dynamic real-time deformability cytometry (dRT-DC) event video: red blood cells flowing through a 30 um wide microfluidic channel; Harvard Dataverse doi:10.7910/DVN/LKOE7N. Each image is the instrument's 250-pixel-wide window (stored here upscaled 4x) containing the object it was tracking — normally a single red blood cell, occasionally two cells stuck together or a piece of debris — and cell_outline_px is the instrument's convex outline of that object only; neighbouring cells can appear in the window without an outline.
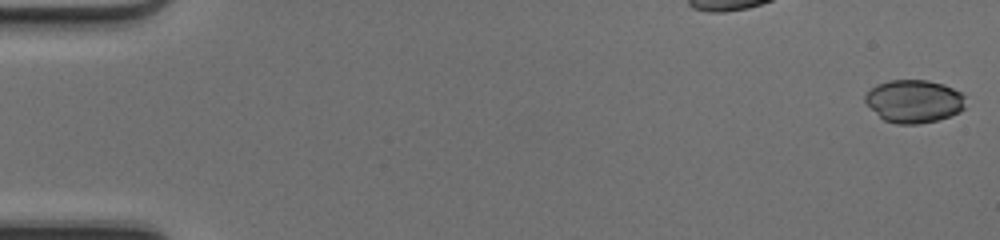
{"species": "common noctule bat (a hibernating species)", "species_latin": "Nyctalus noctula", "temperature_condition": "cold", "stored_images_in_passage": 48, "camera_frame_rate_fps": 3000, "um_per_image_px": 0.085, "animal": {"sex": "female", "body_mass_g": 17.0, "forearm_length_mm": 48.0}, "frame": {"image": 1, "passage_image": 1, "time_ms": 0.0, "image_size_px": [1000, 240], "cell_outline_px": [[964, 108], [960, 112], [936, 120], [920, 124], [896, 124], [884, 120], [864, 100], [864, 96], [876, 84], [888, 80], [928, 80], [944, 84], [960, 92], [964, 96]], "centroid_in_image_um": [77.69, 8.6], "position_along_channel_um": 7.3, "area_um2": 24.97}}
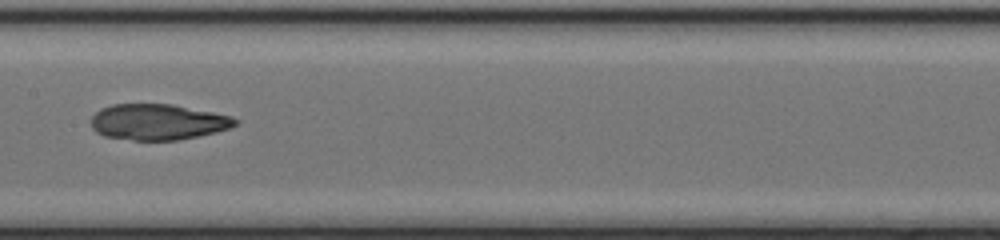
{"frame": {"image": 2, "passage_image": 26, "time_ms": 8.333, "image_size_px": [1000, 240], "cell_outline_px": [[240, 120], [232, 128], [216, 132], [180, 140], [132, 140], [104, 136], [96, 132], [92, 128], [92, 116], [100, 108], [112, 104], [172, 104], [232, 116]], "centroid_in_image_um": [13.44, 10.37], "position_along_channel_um": 194.0, "area_um2": 30.29}}
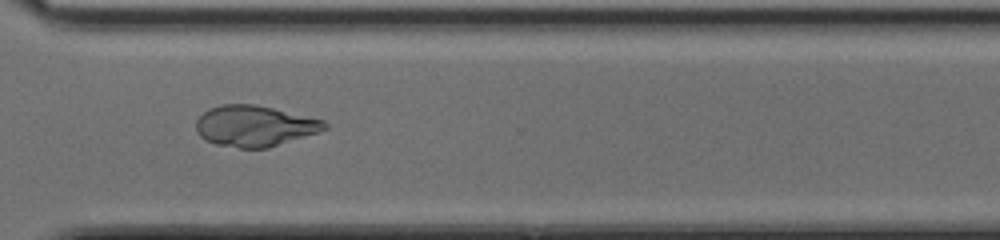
{"frame": {"image": 3, "passage_image": 37, "time_ms": 12.0, "image_size_px": [1000, 240], "cell_outline_px": [[328, 128], [320, 132], [268, 148], [240, 148], [216, 144], [204, 140], [196, 132], [196, 120], [208, 108], [220, 104], [252, 104], [272, 108], [324, 120], [328, 124]], "centroid_in_image_um": [21.63, 10.71], "position_along_channel_um": 349.0, "area_um2": 30.75}}